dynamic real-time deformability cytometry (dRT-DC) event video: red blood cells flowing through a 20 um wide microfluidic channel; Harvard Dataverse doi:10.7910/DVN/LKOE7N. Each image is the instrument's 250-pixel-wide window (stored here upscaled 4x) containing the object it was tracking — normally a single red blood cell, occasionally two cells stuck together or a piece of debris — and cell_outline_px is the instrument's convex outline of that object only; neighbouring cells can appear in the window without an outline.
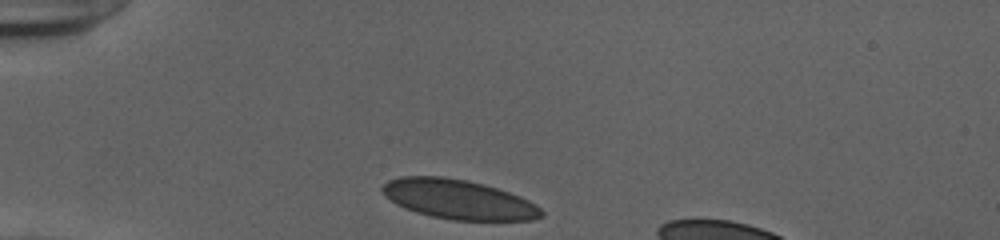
{"species": "human", "species_latin": "Homo sapiens", "temperature_condition": "cold", "stored_images_in_passage": 31, "camera_frame_rate_fps": 3000, "um_per_image_px": 0.085, "donor": {"sex": "female"}, "frame": {"image": 1, "passage_image": 1, "time_ms": 0.0, "image_size_px": [1000, 240], "cell_outline_px": [[544, 216], [532, 220], [452, 220], [432, 216], [416, 212], [404, 208], [396, 204], [380, 192], [380, 188], [388, 180], [400, 176], [444, 176], [468, 180], [484, 184], [520, 196], [536, 204], [544, 212]], "centroid_in_image_um": [38.95, 16.94], "position_along_channel_um": 46.1, "area_um2": 36.82}}
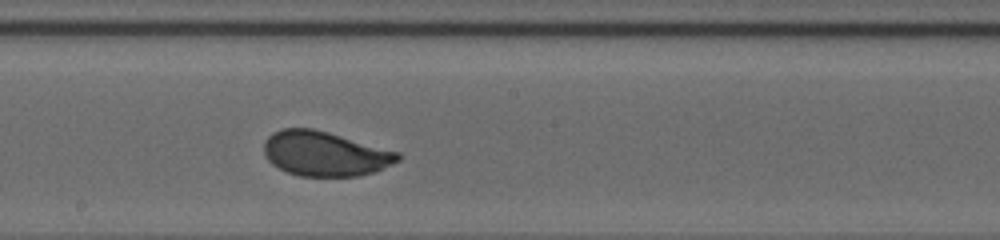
{"frame": {"image": 2, "passage_image": 17, "time_ms": 5.333, "image_size_px": [1000, 240], "cell_outline_px": [[400, 160], [376, 172], [360, 176], [300, 176], [288, 172], [272, 164], [268, 160], [264, 152], [264, 144], [268, 136], [272, 132], [280, 128], [312, 128], [328, 132], [400, 152]], "centroid_in_image_um": [27.63, 13.06], "position_along_channel_um": 220.6, "area_um2": 34.97}}
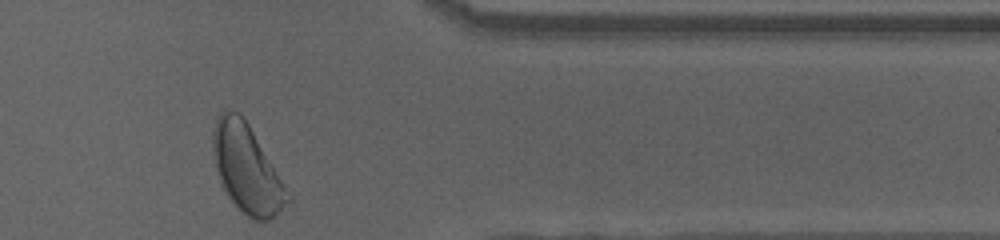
{"frame": {"image": 3, "passage_image": 31, "time_ms": 10.0, "image_size_px": [1000, 240], "cell_outline_px": [[292, 200], [268, 220], [252, 220], [228, 196], [220, 180], [212, 156], [212, 132], [216, 116], [224, 108], [236, 112], [248, 124], [292, 196]], "centroid_in_image_um": [20.96, 14.32], "position_along_channel_um": 390.4, "area_um2": 37.8}, "authors_computed_cell_mechanics": {"area_um2": 35.258, "velocity_mm_per_s": 3.8778, "shape_relaxation_time_tau1_ms": 3.6778, "shape_relaxation_time_tau2_ms": null, "deformation_change_tau1": 0.1283, "deformation_change_tau2": null}}